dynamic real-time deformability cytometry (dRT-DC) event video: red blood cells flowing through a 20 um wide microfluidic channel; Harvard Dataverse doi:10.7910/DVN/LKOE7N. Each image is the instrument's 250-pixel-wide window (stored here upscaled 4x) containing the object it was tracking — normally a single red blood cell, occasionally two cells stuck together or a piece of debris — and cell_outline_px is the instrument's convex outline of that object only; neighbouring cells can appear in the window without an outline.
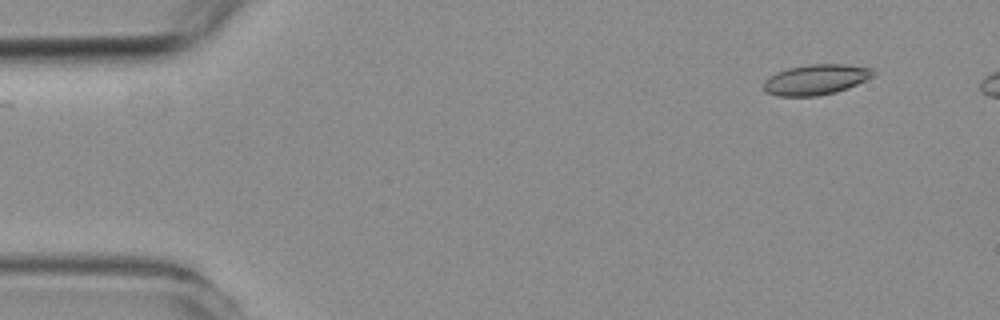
{"species": "common noctule bat (a hibernating species)", "species_latin": "Nyctalus noctula", "temperature_condition": "room temperature", "stored_images_in_passage": 5, "camera_frame_rate_fps": 3000, "um_per_image_px": 0.085, "animal": {"sex": "female", "body_mass_g": 19.3, "forearm_length_mm": 54.1}, "frame": {"image": 1, "passage_image": 1, "time_ms": 0.0, "image_size_px": [1000, 320], "cell_outline_px": [[876, 76], [848, 88], [836, 92], [816, 96], [776, 96], [764, 92], [764, 80], [776, 72], [788, 68], [812, 64], [844, 64], [872, 68], [876, 72]], "centroid_in_image_um": [69.37, 6.77], "position_along_channel_um": 15.6, "area_um2": 19.59}}
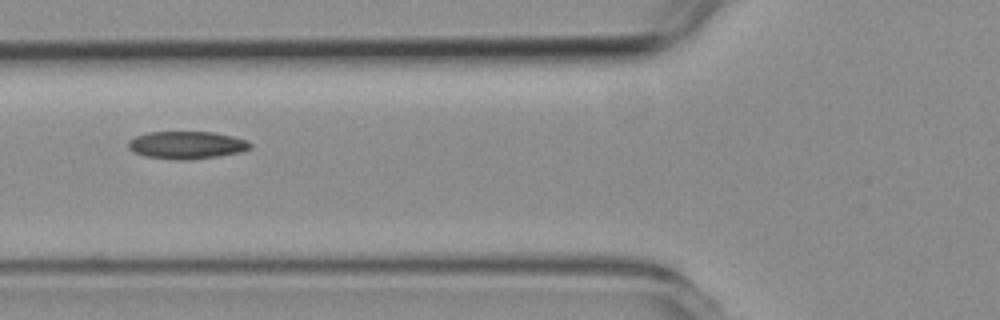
{"frame": {"image": 2, "passage_image": 5, "time_ms": 5.0, "image_size_px": [1000, 320], "cell_outline_px": [[252, 148], [240, 152], [216, 156], [188, 160], [176, 160], [144, 156], [128, 148], [128, 140], [136, 136], [148, 132], [212, 132], [232, 136], [248, 140], [252, 144]], "centroid_in_image_um": [15.88, 12.33], "position_along_channel_um": 109.9, "area_um2": 19.59}}